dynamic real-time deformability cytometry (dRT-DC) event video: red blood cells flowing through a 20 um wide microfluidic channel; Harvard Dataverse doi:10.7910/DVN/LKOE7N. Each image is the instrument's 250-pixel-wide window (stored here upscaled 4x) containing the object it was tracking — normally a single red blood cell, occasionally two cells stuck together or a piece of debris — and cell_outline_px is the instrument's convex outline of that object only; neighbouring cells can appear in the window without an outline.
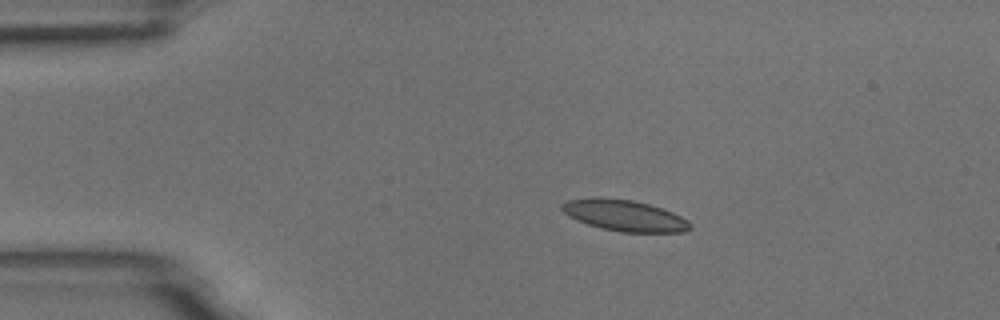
{"species": "common noctule bat (a hibernating species)", "species_latin": "Nyctalus noctula", "temperature_condition": "room temperature", "stored_images_in_passage": 9, "camera_frame_rate_fps": 3000, "um_per_image_px": 0.085, "animal": {"sex": "male", "body_mass_g": 18.8}, "frame": {"image": 1, "passage_image": 2, "time_ms": 0.333, "image_size_px": [1000, 320], "cell_outline_px": [[692, 228], [684, 232], [620, 232], [588, 224], [568, 216], [560, 208], [560, 204], [568, 200], [592, 196], [600, 196], [632, 200], [648, 204], [672, 212], [688, 220], [692, 224]], "centroid_in_image_um": [53.06, 18.3], "position_along_channel_um": 31.9, "area_um2": 23.41}}
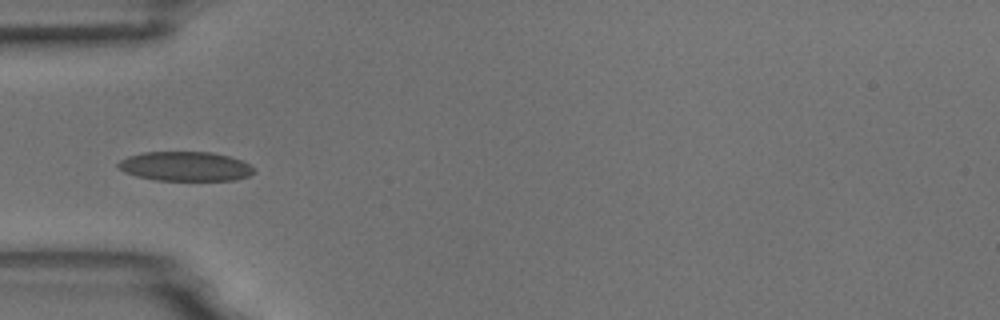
{"frame": {"image": 2, "passage_image": 4, "time_ms": 1.0, "image_size_px": [1000, 320], "cell_outline_px": [[256, 172], [248, 176], [236, 180], [156, 180], [136, 176], [124, 172], [116, 168], [116, 164], [120, 160], [128, 156], [144, 152], [212, 152], [228, 156], [240, 160], [256, 168]], "centroid_in_image_um": [15.74, 14.14], "position_along_channel_um": 69.3, "area_um2": 23.41}}
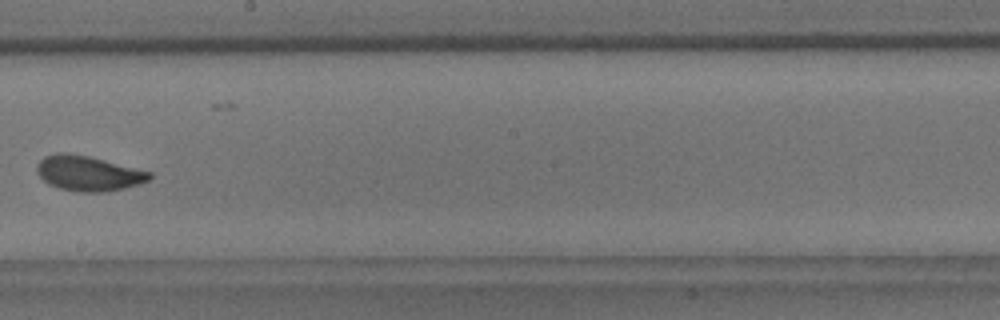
{"frame": {"image": 3, "passage_image": 8, "time_ms": 2.333, "image_size_px": [1000, 320], "cell_outline_px": [[152, 176], [148, 180], [140, 184], [124, 188], [104, 192], [80, 192], [60, 188], [48, 184], [36, 172], [36, 164], [44, 156], [56, 152], [64, 152], [88, 156], [152, 172]], "centroid_in_image_um": [7.48, 14.73], "position_along_channel_um": 240.7, "area_um2": 23.0}}